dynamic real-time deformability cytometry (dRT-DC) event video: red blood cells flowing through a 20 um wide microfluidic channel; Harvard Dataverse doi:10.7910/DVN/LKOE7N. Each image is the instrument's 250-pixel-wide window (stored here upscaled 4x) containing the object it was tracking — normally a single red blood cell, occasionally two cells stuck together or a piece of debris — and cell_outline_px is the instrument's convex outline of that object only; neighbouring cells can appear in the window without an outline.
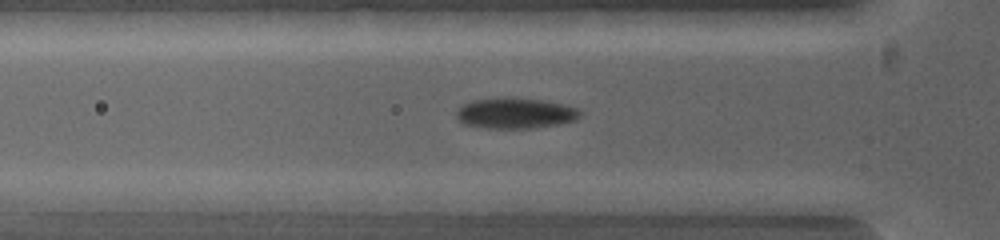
{"species": "common noctule bat (a hibernating species)", "species_latin": "Nyctalus noctula", "temperature_condition": "warm", "stored_images_in_passage": 6, "camera_frame_rate_fps": 5000, "um_per_image_px": 0.085, "animal": {"sex": "female", "body_mass_g": 19.0, "forearm_length_mm": 53.3}, "frame": {"image": 1, "passage_image": 6, "time_ms": 1.8, "image_size_px": [1000, 240], "cell_outline_px": [[820, 216], [772, 216], [700, 208], [688, 200], [812, 200]], "centroid_in_image_um": [64.79, 17.59], "position_along_channel_um": 61.0, "area_um2": 11.68}}